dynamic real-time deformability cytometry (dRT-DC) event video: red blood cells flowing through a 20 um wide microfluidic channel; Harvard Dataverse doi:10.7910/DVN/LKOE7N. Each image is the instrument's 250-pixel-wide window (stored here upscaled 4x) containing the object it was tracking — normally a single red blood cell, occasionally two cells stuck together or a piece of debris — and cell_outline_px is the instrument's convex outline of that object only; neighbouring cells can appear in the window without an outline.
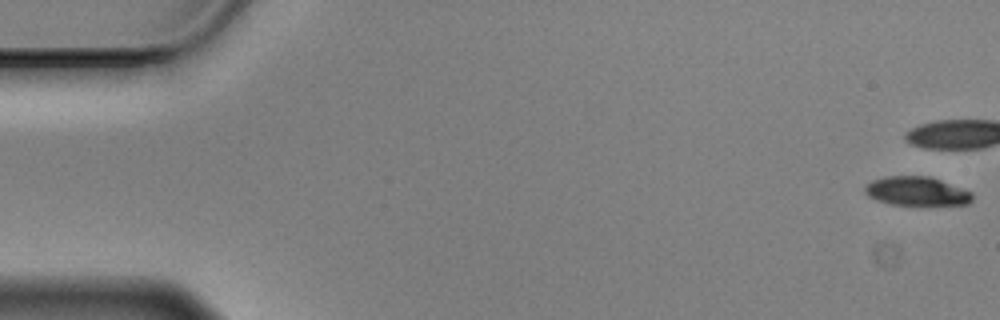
{"species": "Egyptian fruit bat (a non-hibernating species)", "species_latin": "Rousettus aegyptiacus", "temperature_condition": "cold", "stored_images_in_passage": 11, "camera_frame_rate_fps": 3000, "um_per_image_px": 0.085, "animal": {"sex": "male"}, "frame": {"image": 1, "passage_image": 1, "time_ms": 0.0, "image_size_px": [1000, 320], "cell_outline_px": [[972, 200], [968, 204], [892, 204], [876, 200], [868, 196], [864, 192], [864, 188], [872, 180], [888, 176], [928, 176], [940, 180], [972, 192]], "centroid_in_image_um": [77.89, 16.24], "position_along_channel_um": 7.1, "area_um2": 17.74}}